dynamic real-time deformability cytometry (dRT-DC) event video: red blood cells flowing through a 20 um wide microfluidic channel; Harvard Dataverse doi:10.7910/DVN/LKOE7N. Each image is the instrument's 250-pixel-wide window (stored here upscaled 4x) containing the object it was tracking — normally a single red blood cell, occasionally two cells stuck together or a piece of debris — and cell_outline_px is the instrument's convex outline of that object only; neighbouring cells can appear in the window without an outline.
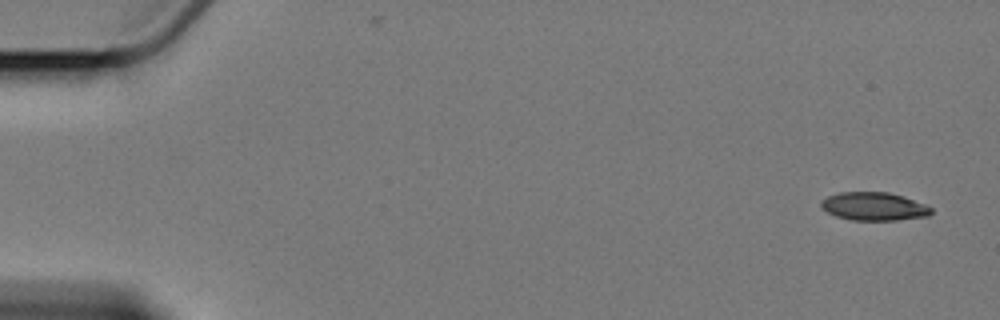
{"species": "Egyptian fruit bat (a non-hibernating species)", "species_latin": "Rousettus aegyptiacus", "temperature_condition": "cold", "stored_images_in_passage": 6, "camera_frame_rate_fps": 3000, "um_per_image_px": 0.085, "animal": {"sex": "female"}, "frame": {"image": 1, "passage_image": 1, "time_ms": 0.0, "image_size_px": [1000, 320], "cell_outline_px": [[932, 212], [928, 216], [896, 220], [852, 220], [836, 216], [820, 208], [820, 200], [828, 196], [840, 192], [888, 192], [904, 196], [928, 204], [932, 208]], "centroid_in_image_um": [74.3, 17.54], "position_along_channel_um": 10.7, "area_um2": 18.32}}
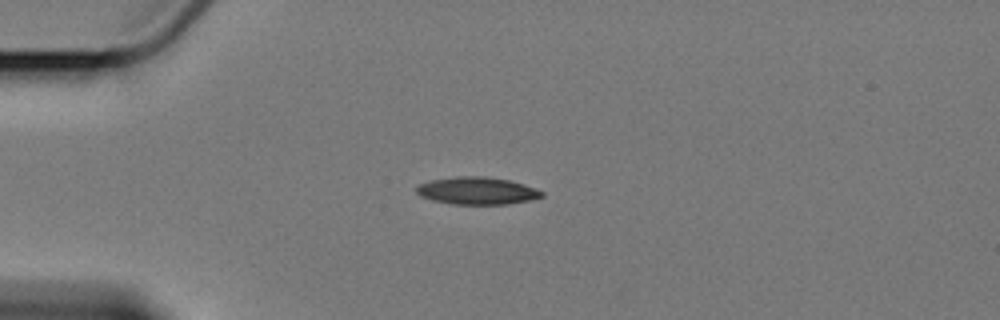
{"frame": {"image": 2, "passage_image": 4, "time_ms": 4.333, "image_size_px": [1000, 320], "cell_outline_px": [[544, 196], [532, 200], [508, 204], [452, 204], [432, 200], [420, 196], [416, 192], [416, 188], [420, 184], [432, 180], [456, 176], [484, 176], [508, 180], [524, 184], [544, 192]], "centroid_in_image_um": [40.57, 16.22], "position_along_channel_um": 44.4, "area_um2": 20.0}}
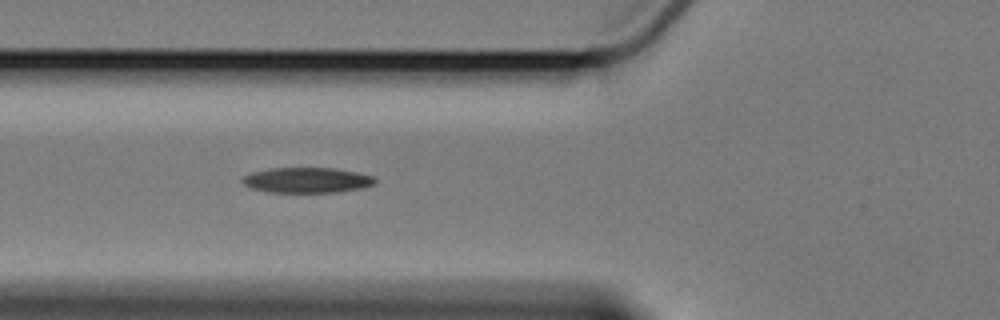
{"frame": {"image": 3, "passage_image": 6, "time_ms": 6.667, "image_size_px": [1000, 320], "cell_outline_px": [[376, 180], [372, 184], [364, 188], [340, 192], [268, 192], [252, 188], [244, 184], [240, 180], [244, 176], [252, 172], [268, 168], [336, 168], [376, 176]], "centroid_in_image_um": [26.11, 15.31], "position_along_channel_um": 99.7, "area_um2": 19.71}}